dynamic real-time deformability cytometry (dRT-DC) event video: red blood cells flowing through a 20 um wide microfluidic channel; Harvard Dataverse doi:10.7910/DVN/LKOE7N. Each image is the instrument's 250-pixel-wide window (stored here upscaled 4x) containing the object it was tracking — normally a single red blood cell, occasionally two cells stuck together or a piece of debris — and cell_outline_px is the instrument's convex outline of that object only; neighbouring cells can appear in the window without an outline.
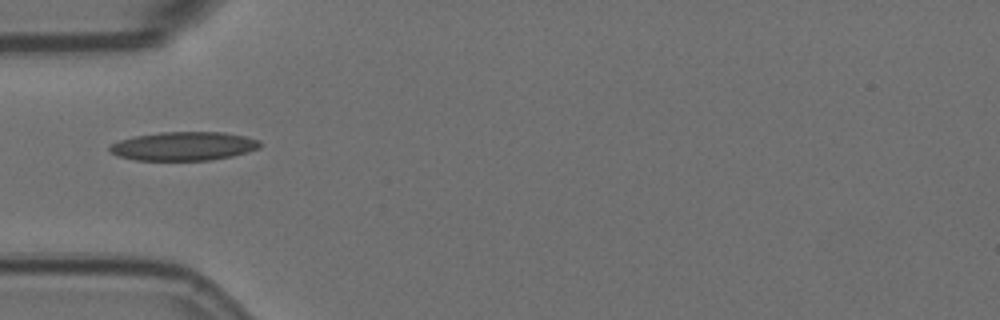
{"species": "Egyptian fruit bat (a non-hibernating species)", "species_latin": "Rousettus aegyptiacus", "temperature_condition": "room temperature", "stored_images_in_passage": 13, "camera_frame_rate_fps": 3000, "um_per_image_px": 0.085, "animal": {"sex": "female"}, "frame": {"image": 1, "passage_image": 3, "time_ms": 0.667, "image_size_px": [1000, 320], "cell_outline_px": [[260, 148], [248, 152], [232, 156], [212, 160], [136, 160], [120, 156], [112, 152], [108, 148], [112, 144], [120, 140], [136, 136], [160, 132], [224, 132], [244, 136], [260, 140]], "centroid_in_image_um": [15.66, 12.42], "position_along_channel_um": 69.3, "area_um2": 25.03}}
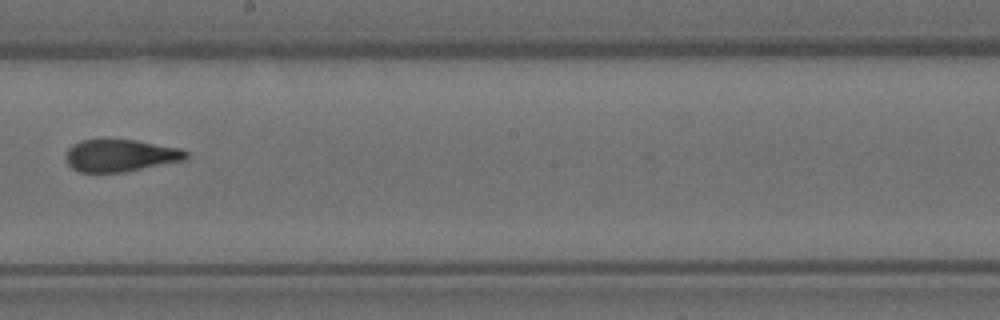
{"frame": {"image": 2, "passage_image": 7, "time_ms": 2.0, "image_size_px": [1000, 320], "cell_outline_px": [[188, 156], [184, 160], [124, 172], [80, 172], [72, 168], [68, 164], [68, 148], [72, 144], [84, 140], [136, 140], [180, 148], [188, 152]], "centroid_in_image_um": [10.26, 13.22], "position_along_channel_um": 237.9, "area_um2": 22.25}}
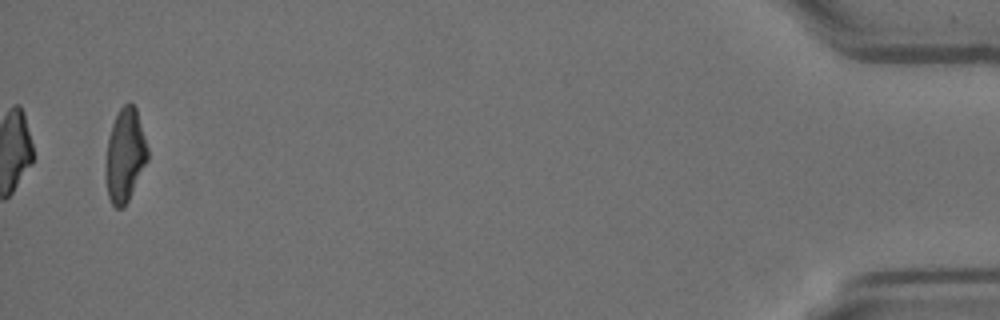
{"frame": {"image": 3, "passage_image": 13, "time_ms": 4.0, "image_size_px": [1000, 320], "cell_outline_px": [[148, 160], [124, 208], [116, 208], [112, 204], [108, 196], [104, 176], [108, 136], [112, 124], [120, 108], [124, 104], [132, 104], [136, 108], [148, 148]], "centroid_in_image_um": [10.61, 13.23], "position_along_channel_um": 424.6, "area_um2": 22.83}}